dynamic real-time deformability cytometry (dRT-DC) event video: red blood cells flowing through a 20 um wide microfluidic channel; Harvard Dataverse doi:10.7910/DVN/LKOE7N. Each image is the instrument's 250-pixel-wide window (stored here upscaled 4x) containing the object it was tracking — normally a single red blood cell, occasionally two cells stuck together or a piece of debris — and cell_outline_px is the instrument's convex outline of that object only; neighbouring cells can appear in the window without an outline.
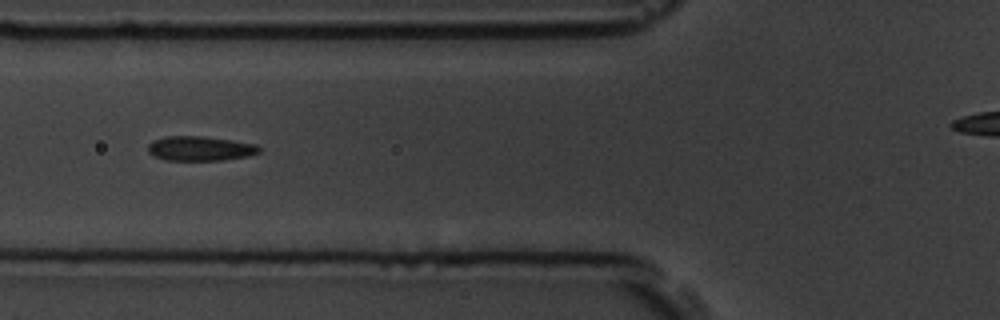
{"species": "common noctule bat (a hibernating species)", "species_latin": "Nyctalus noctula", "temperature_condition": "room temperature", "stored_images_in_passage": 4, "camera_frame_rate_fps": 3000, "um_per_image_px": 0.085, "animal": {"sex": "male", "body_mass_g": 19.5, "forearm_length_mm": 54.6}, "frame": {"image": 1, "passage_image": 3, "time_ms": 3.0, "image_size_px": [1000, 320], "cell_outline_px": [[260, 152], [248, 156], [224, 160], [164, 160], [148, 152], [148, 144], [152, 140], [164, 136], [200, 136], [232, 140], [256, 144], [260, 148]], "centroid_in_image_um": [17.0, 12.62], "position_along_channel_um": 108.8, "area_um2": 15.95}}
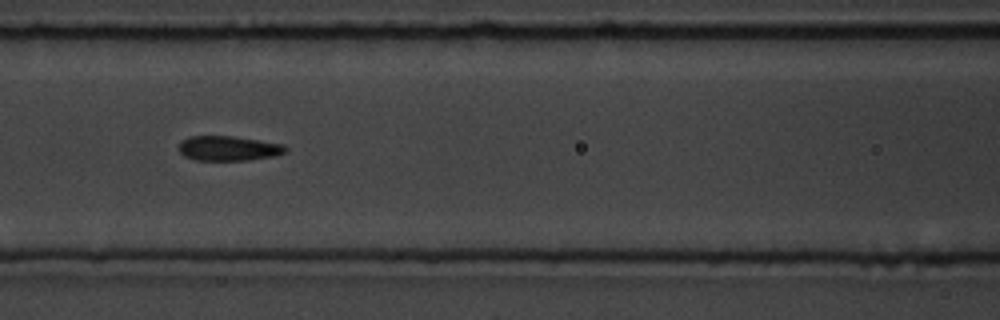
{"frame": {"image": 2, "passage_image": 4, "time_ms": 4.0, "image_size_px": [1000, 320], "cell_outline_px": [[288, 148], [284, 152], [272, 156], [248, 160], [196, 160], [184, 156], [180, 152], [180, 140], [188, 136], [232, 136], [260, 140], [284, 144]], "centroid_in_image_um": [19.4, 12.6], "position_along_channel_um": 147.2, "area_um2": 15.37}}